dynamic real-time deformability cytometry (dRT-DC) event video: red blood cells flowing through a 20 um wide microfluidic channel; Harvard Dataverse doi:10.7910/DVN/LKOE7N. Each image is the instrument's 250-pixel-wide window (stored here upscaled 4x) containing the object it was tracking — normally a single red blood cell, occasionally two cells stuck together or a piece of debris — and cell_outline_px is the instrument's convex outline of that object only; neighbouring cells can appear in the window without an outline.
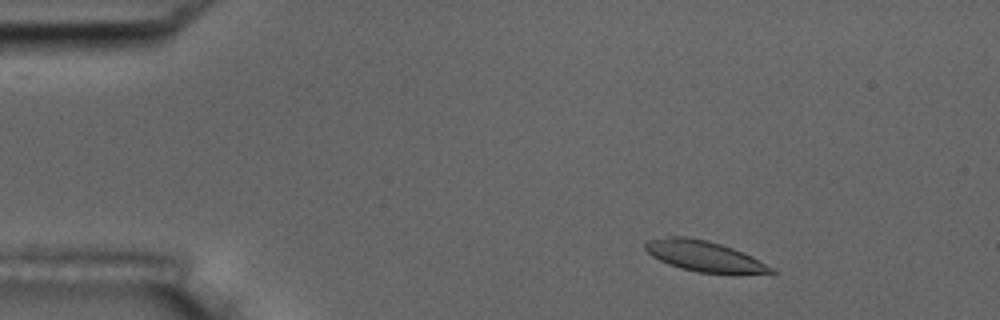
{"species": "common noctule bat (a hibernating species)", "species_latin": "Nyctalus noctula", "temperature_condition": "room temperature", "stored_images_in_passage": 4, "camera_frame_rate_fps": 3000, "um_per_image_px": 0.085, "animal": {"sex": "male", "body_mass_g": 17.5, "forearm_length_mm": 52.3}, "frame": {"image": 1, "passage_image": 2, "time_ms": 1.0, "image_size_px": [1000, 320], "cell_outline_px": [[776, 272], [732, 276], [696, 272], [680, 268], [668, 264], [652, 256], [644, 248], [644, 244], [648, 240], [668, 236], [684, 236], [708, 240], [732, 248], [752, 256], [776, 268]], "centroid_in_image_um": [59.93, 21.82], "position_along_channel_um": 25.1, "area_um2": 23.18}}